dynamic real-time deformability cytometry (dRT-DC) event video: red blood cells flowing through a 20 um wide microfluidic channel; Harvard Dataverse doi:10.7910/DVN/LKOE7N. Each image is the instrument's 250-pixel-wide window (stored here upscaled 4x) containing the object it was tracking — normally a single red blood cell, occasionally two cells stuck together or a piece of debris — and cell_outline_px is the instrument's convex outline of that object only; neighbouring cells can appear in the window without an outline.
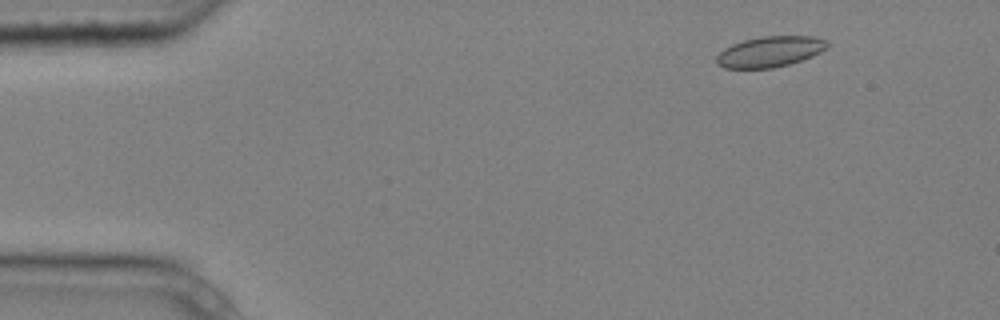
{"species": "common noctule bat (a hibernating species)", "species_latin": "Nyctalus noctula", "temperature_condition": "cold", "stored_images_in_passage": 5, "camera_frame_rate_fps": 3000, "um_per_image_px": 0.085, "animal": {"sex": "male", "body_mass_g": 20.4}, "frame": {"image": 1, "passage_image": 2, "time_ms": 0.333, "image_size_px": [1000, 320], "cell_outline_px": [[828, 48], [812, 56], [788, 64], [772, 68], [724, 68], [716, 64], [716, 56], [724, 48], [732, 44], [744, 40], [760, 36], [812, 36], [828, 40]], "centroid_in_image_um": [65.44, 4.38], "position_along_channel_um": 19.6, "area_um2": 19.83}}
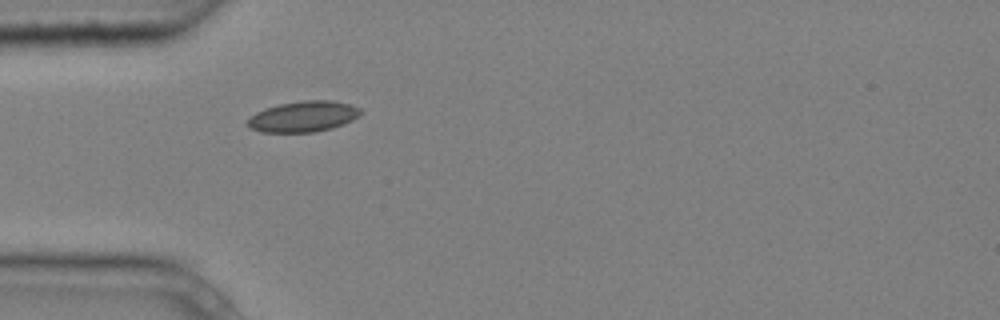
{"frame": {"image": 2, "passage_image": 5, "time_ms": 1.333, "image_size_px": [1000, 320], "cell_outline_px": [[364, 112], [360, 116], [344, 124], [332, 128], [312, 132], [260, 132], [252, 128], [248, 124], [248, 120], [256, 112], [264, 108], [280, 104], [300, 100], [332, 100], [352, 104], [360, 108]], "centroid_in_image_um": [25.85, 9.89], "position_along_channel_um": 59.2, "area_um2": 20.4}}